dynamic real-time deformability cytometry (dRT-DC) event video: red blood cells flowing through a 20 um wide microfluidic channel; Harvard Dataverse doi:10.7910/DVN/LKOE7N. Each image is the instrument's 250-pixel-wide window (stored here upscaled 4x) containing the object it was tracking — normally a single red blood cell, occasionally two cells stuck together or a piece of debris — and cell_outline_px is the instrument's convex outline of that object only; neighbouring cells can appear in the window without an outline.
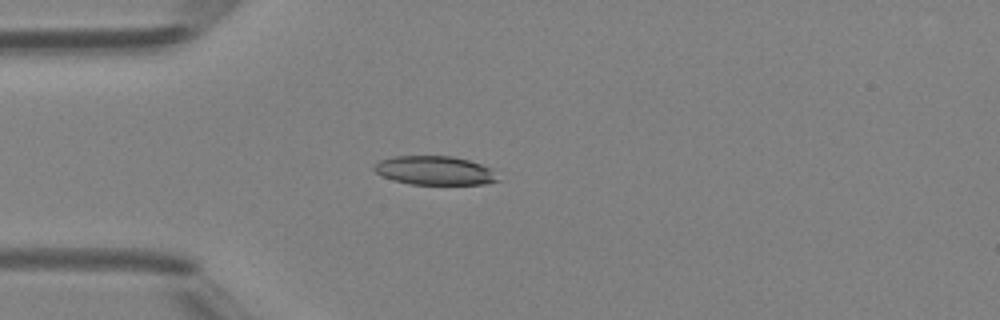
{"species": "Egyptian fruit bat (a non-hibernating species)", "species_latin": "Rousettus aegyptiacus", "temperature_condition": "room temperature", "stored_images_in_passage": 36, "camera_frame_rate_fps": 3000, "um_per_image_px": 0.085, "animal": {"sex": "female"}, "frame": {"image": 1, "passage_image": 1, "time_ms": 0.0, "image_size_px": [1000, 320], "cell_outline_px": [[500, 180], [484, 184], [408, 184], [392, 180], [376, 172], [372, 168], [380, 160], [392, 156], [452, 156], [468, 160], [492, 168]], "centroid_in_image_um": [36.95, 14.49], "position_along_channel_um": 48.0, "area_um2": 20.81}}
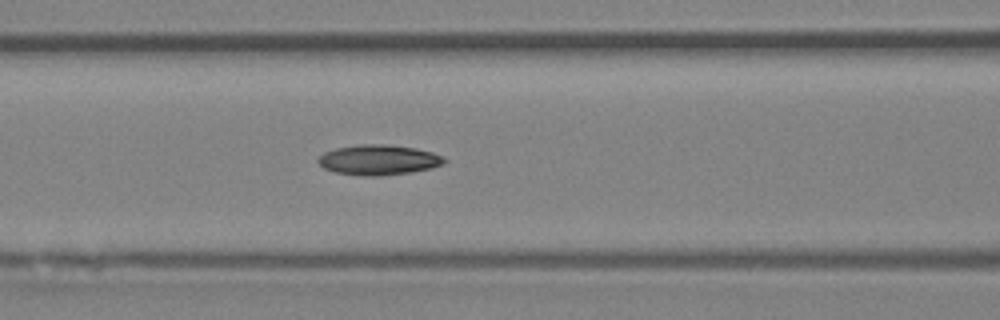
{"frame": {"image": 2, "passage_image": 8, "time_ms": 2.333, "image_size_px": [1000, 320], "cell_outline_px": [[448, 160], [444, 164], [432, 168], [408, 172], [380, 176], [360, 176], [336, 172], [324, 168], [316, 160], [324, 152], [336, 148], [360, 144], [388, 144], [416, 148], [432, 152], [444, 156]], "centroid_in_image_um": [32.21, 13.58], "position_along_channel_um": 134.4, "area_um2": 22.31}}
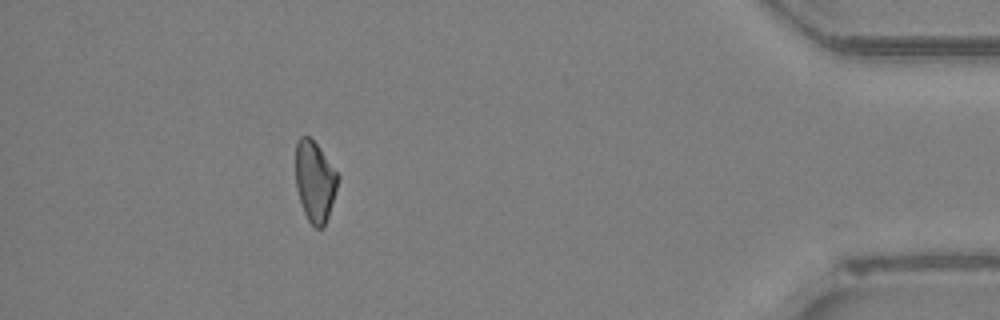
{"frame": {"image": 3, "passage_image": 31, "time_ms": 10.0, "image_size_px": [1000, 320], "cell_outline_px": [[340, 176], [328, 216], [324, 228], [316, 228], [308, 220], [304, 212], [296, 188], [296, 144], [300, 136], [308, 136], [316, 144]], "centroid_in_image_um": [26.76, 15.43], "position_along_channel_um": 408.4, "area_um2": 19.59}}